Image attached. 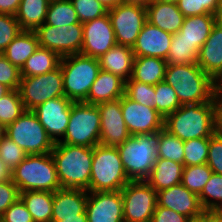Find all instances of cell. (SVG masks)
Wrapping results in <instances>:
<instances>
[{"label":"cell","mask_w":222,"mask_h":222,"mask_svg":"<svg viewBox=\"0 0 222 222\" xmlns=\"http://www.w3.org/2000/svg\"><path fill=\"white\" fill-rule=\"evenodd\" d=\"M164 81L175 90L181 105L214 102L219 87L197 63L167 64Z\"/></svg>","instance_id":"6da1fadb"},{"label":"cell","mask_w":222,"mask_h":222,"mask_svg":"<svg viewBox=\"0 0 222 222\" xmlns=\"http://www.w3.org/2000/svg\"><path fill=\"white\" fill-rule=\"evenodd\" d=\"M51 155L61 188L90 191L93 147L55 143Z\"/></svg>","instance_id":"7a4b0ae2"},{"label":"cell","mask_w":222,"mask_h":222,"mask_svg":"<svg viewBox=\"0 0 222 222\" xmlns=\"http://www.w3.org/2000/svg\"><path fill=\"white\" fill-rule=\"evenodd\" d=\"M164 129L182 141L215 133L214 102L181 105L164 118Z\"/></svg>","instance_id":"3957f363"},{"label":"cell","mask_w":222,"mask_h":222,"mask_svg":"<svg viewBox=\"0 0 222 222\" xmlns=\"http://www.w3.org/2000/svg\"><path fill=\"white\" fill-rule=\"evenodd\" d=\"M160 131L131 135L117 146L124 170L131 181L146 180L157 157Z\"/></svg>","instance_id":"277c9868"},{"label":"cell","mask_w":222,"mask_h":222,"mask_svg":"<svg viewBox=\"0 0 222 222\" xmlns=\"http://www.w3.org/2000/svg\"><path fill=\"white\" fill-rule=\"evenodd\" d=\"M12 181L24 191L55 192L61 188L51 153L27 155L12 170Z\"/></svg>","instance_id":"5b68a950"},{"label":"cell","mask_w":222,"mask_h":222,"mask_svg":"<svg viewBox=\"0 0 222 222\" xmlns=\"http://www.w3.org/2000/svg\"><path fill=\"white\" fill-rule=\"evenodd\" d=\"M130 181L124 170L117 147L101 144L93 147L90 177L91 192L120 191Z\"/></svg>","instance_id":"8992f818"},{"label":"cell","mask_w":222,"mask_h":222,"mask_svg":"<svg viewBox=\"0 0 222 222\" xmlns=\"http://www.w3.org/2000/svg\"><path fill=\"white\" fill-rule=\"evenodd\" d=\"M59 66L62 70L65 97L72 102H84L101 70L99 60L78 53L61 57Z\"/></svg>","instance_id":"52a82bcc"},{"label":"cell","mask_w":222,"mask_h":222,"mask_svg":"<svg viewBox=\"0 0 222 222\" xmlns=\"http://www.w3.org/2000/svg\"><path fill=\"white\" fill-rule=\"evenodd\" d=\"M101 119L97 105L73 102L63 140L58 143L94 147L100 144Z\"/></svg>","instance_id":"ba28073f"},{"label":"cell","mask_w":222,"mask_h":222,"mask_svg":"<svg viewBox=\"0 0 222 222\" xmlns=\"http://www.w3.org/2000/svg\"><path fill=\"white\" fill-rule=\"evenodd\" d=\"M6 135L28 155L48 154L54 147L46 130L32 111H25L6 127Z\"/></svg>","instance_id":"9c48e42d"},{"label":"cell","mask_w":222,"mask_h":222,"mask_svg":"<svg viewBox=\"0 0 222 222\" xmlns=\"http://www.w3.org/2000/svg\"><path fill=\"white\" fill-rule=\"evenodd\" d=\"M18 91L27 111L47 100L65 96L61 67L42 75L21 77Z\"/></svg>","instance_id":"30bf717a"},{"label":"cell","mask_w":222,"mask_h":222,"mask_svg":"<svg viewBox=\"0 0 222 222\" xmlns=\"http://www.w3.org/2000/svg\"><path fill=\"white\" fill-rule=\"evenodd\" d=\"M118 45L133 47L147 22L146 7L143 3L123 2L107 10Z\"/></svg>","instance_id":"8fae6325"},{"label":"cell","mask_w":222,"mask_h":222,"mask_svg":"<svg viewBox=\"0 0 222 222\" xmlns=\"http://www.w3.org/2000/svg\"><path fill=\"white\" fill-rule=\"evenodd\" d=\"M121 193L124 222H150L157 207V192L146 180L128 182Z\"/></svg>","instance_id":"7c38bea8"},{"label":"cell","mask_w":222,"mask_h":222,"mask_svg":"<svg viewBox=\"0 0 222 222\" xmlns=\"http://www.w3.org/2000/svg\"><path fill=\"white\" fill-rule=\"evenodd\" d=\"M39 46L48 48L60 57L81 52L83 42V23L66 26L42 24L34 30Z\"/></svg>","instance_id":"4fadbf2b"},{"label":"cell","mask_w":222,"mask_h":222,"mask_svg":"<svg viewBox=\"0 0 222 222\" xmlns=\"http://www.w3.org/2000/svg\"><path fill=\"white\" fill-rule=\"evenodd\" d=\"M72 103L70 99L62 96L47 100L32 110L54 144L66 133Z\"/></svg>","instance_id":"5bb4252c"},{"label":"cell","mask_w":222,"mask_h":222,"mask_svg":"<svg viewBox=\"0 0 222 222\" xmlns=\"http://www.w3.org/2000/svg\"><path fill=\"white\" fill-rule=\"evenodd\" d=\"M121 110L130 135L151 134L164 128V118L155 108L143 106L125 94L121 97Z\"/></svg>","instance_id":"9a60e30c"},{"label":"cell","mask_w":222,"mask_h":222,"mask_svg":"<svg viewBox=\"0 0 222 222\" xmlns=\"http://www.w3.org/2000/svg\"><path fill=\"white\" fill-rule=\"evenodd\" d=\"M116 44L114 30L108 13L83 23L81 54L98 59Z\"/></svg>","instance_id":"2e32d148"},{"label":"cell","mask_w":222,"mask_h":222,"mask_svg":"<svg viewBox=\"0 0 222 222\" xmlns=\"http://www.w3.org/2000/svg\"><path fill=\"white\" fill-rule=\"evenodd\" d=\"M101 119L100 144L117 147L131 135L121 110V98L97 104Z\"/></svg>","instance_id":"e0dca14e"},{"label":"cell","mask_w":222,"mask_h":222,"mask_svg":"<svg viewBox=\"0 0 222 222\" xmlns=\"http://www.w3.org/2000/svg\"><path fill=\"white\" fill-rule=\"evenodd\" d=\"M88 222H124L123 199L120 191L88 192Z\"/></svg>","instance_id":"ac0fdd59"},{"label":"cell","mask_w":222,"mask_h":222,"mask_svg":"<svg viewBox=\"0 0 222 222\" xmlns=\"http://www.w3.org/2000/svg\"><path fill=\"white\" fill-rule=\"evenodd\" d=\"M157 204L183 214L190 220L201 218L205 212L201 206L199 196L181 183L158 191Z\"/></svg>","instance_id":"d6986e66"},{"label":"cell","mask_w":222,"mask_h":222,"mask_svg":"<svg viewBox=\"0 0 222 222\" xmlns=\"http://www.w3.org/2000/svg\"><path fill=\"white\" fill-rule=\"evenodd\" d=\"M173 34L161 30L148 21L132 47L134 56H151L167 59Z\"/></svg>","instance_id":"ffe728a7"},{"label":"cell","mask_w":222,"mask_h":222,"mask_svg":"<svg viewBox=\"0 0 222 222\" xmlns=\"http://www.w3.org/2000/svg\"><path fill=\"white\" fill-rule=\"evenodd\" d=\"M197 65L218 85L220 84L222 81V23L219 21L201 46Z\"/></svg>","instance_id":"44dd1931"},{"label":"cell","mask_w":222,"mask_h":222,"mask_svg":"<svg viewBox=\"0 0 222 222\" xmlns=\"http://www.w3.org/2000/svg\"><path fill=\"white\" fill-rule=\"evenodd\" d=\"M88 191L83 189L60 188L54 192L51 222L60 217H77L86 214Z\"/></svg>","instance_id":"7402d4cb"},{"label":"cell","mask_w":222,"mask_h":222,"mask_svg":"<svg viewBox=\"0 0 222 222\" xmlns=\"http://www.w3.org/2000/svg\"><path fill=\"white\" fill-rule=\"evenodd\" d=\"M124 93V79L118 75L100 70L84 102L97 105L102 102L120 99Z\"/></svg>","instance_id":"603a6c76"},{"label":"cell","mask_w":222,"mask_h":222,"mask_svg":"<svg viewBox=\"0 0 222 222\" xmlns=\"http://www.w3.org/2000/svg\"><path fill=\"white\" fill-rule=\"evenodd\" d=\"M147 21L161 30L176 34L185 17L177 4L149 1L145 4Z\"/></svg>","instance_id":"cb8c5ba5"},{"label":"cell","mask_w":222,"mask_h":222,"mask_svg":"<svg viewBox=\"0 0 222 222\" xmlns=\"http://www.w3.org/2000/svg\"><path fill=\"white\" fill-rule=\"evenodd\" d=\"M134 53L131 47L116 44L98 58L100 69L127 81L133 72Z\"/></svg>","instance_id":"d4e9b609"},{"label":"cell","mask_w":222,"mask_h":222,"mask_svg":"<svg viewBox=\"0 0 222 222\" xmlns=\"http://www.w3.org/2000/svg\"><path fill=\"white\" fill-rule=\"evenodd\" d=\"M184 164L168 159L157 158L146 182L156 191L181 183Z\"/></svg>","instance_id":"484cf974"},{"label":"cell","mask_w":222,"mask_h":222,"mask_svg":"<svg viewBox=\"0 0 222 222\" xmlns=\"http://www.w3.org/2000/svg\"><path fill=\"white\" fill-rule=\"evenodd\" d=\"M217 21L218 16L212 14L185 17L182 27L177 33L182 36V39L197 45L200 49Z\"/></svg>","instance_id":"4316f807"},{"label":"cell","mask_w":222,"mask_h":222,"mask_svg":"<svg viewBox=\"0 0 222 222\" xmlns=\"http://www.w3.org/2000/svg\"><path fill=\"white\" fill-rule=\"evenodd\" d=\"M167 62L158 57L135 56L132 78L149 85L164 81Z\"/></svg>","instance_id":"83f0119b"},{"label":"cell","mask_w":222,"mask_h":222,"mask_svg":"<svg viewBox=\"0 0 222 222\" xmlns=\"http://www.w3.org/2000/svg\"><path fill=\"white\" fill-rule=\"evenodd\" d=\"M38 46L39 42L35 32L22 30L2 54L13 65L21 69L25 61L35 52Z\"/></svg>","instance_id":"f1b7e54d"},{"label":"cell","mask_w":222,"mask_h":222,"mask_svg":"<svg viewBox=\"0 0 222 222\" xmlns=\"http://www.w3.org/2000/svg\"><path fill=\"white\" fill-rule=\"evenodd\" d=\"M54 192L24 191L20 199L31 213L34 222H51Z\"/></svg>","instance_id":"f546056e"},{"label":"cell","mask_w":222,"mask_h":222,"mask_svg":"<svg viewBox=\"0 0 222 222\" xmlns=\"http://www.w3.org/2000/svg\"><path fill=\"white\" fill-rule=\"evenodd\" d=\"M50 0H21L16 19L22 30L34 31L44 24Z\"/></svg>","instance_id":"4dcf8cb0"},{"label":"cell","mask_w":222,"mask_h":222,"mask_svg":"<svg viewBox=\"0 0 222 222\" xmlns=\"http://www.w3.org/2000/svg\"><path fill=\"white\" fill-rule=\"evenodd\" d=\"M60 60L61 57L57 53L38 46L20 69L21 77L37 76L51 72L59 67Z\"/></svg>","instance_id":"1f68e13d"},{"label":"cell","mask_w":222,"mask_h":222,"mask_svg":"<svg viewBox=\"0 0 222 222\" xmlns=\"http://www.w3.org/2000/svg\"><path fill=\"white\" fill-rule=\"evenodd\" d=\"M200 49L187 40L182 39L178 33L173 34L170 50L166 59L167 64H194L197 63Z\"/></svg>","instance_id":"d6a6232c"},{"label":"cell","mask_w":222,"mask_h":222,"mask_svg":"<svg viewBox=\"0 0 222 222\" xmlns=\"http://www.w3.org/2000/svg\"><path fill=\"white\" fill-rule=\"evenodd\" d=\"M79 22L70 0L50 1L44 24L57 27Z\"/></svg>","instance_id":"836d02e7"},{"label":"cell","mask_w":222,"mask_h":222,"mask_svg":"<svg viewBox=\"0 0 222 222\" xmlns=\"http://www.w3.org/2000/svg\"><path fill=\"white\" fill-rule=\"evenodd\" d=\"M157 157L184 164V141L170 134L164 128L160 130Z\"/></svg>","instance_id":"e575fe53"},{"label":"cell","mask_w":222,"mask_h":222,"mask_svg":"<svg viewBox=\"0 0 222 222\" xmlns=\"http://www.w3.org/2000/svg\"><path fill=\"white\" fill-rule=\"evenodd\" d=\"M213 171L208 164L186 166L183 169L181 184L196 195H200Z\"/></svg>","instance_id":"d590c367"},{"label":"cell","mask_w":222,"mask_h":222,"mask_svg":"<svg viewBox=\"0 0 222 222\" xmlns=\"http://www.w3.org/2000/svg\"><path fill=\"white\" fill-rule=\"evenodd\" d=\"M154 89L156 94L155 109L163 118L173 113L181 106L175 90L165 81L157 83Z\"/></svg>","instance_id":"8d00e7d4"},{"label":"cell","mask_w":222,"mask_h":222,"mask_svg":"<svg viewBox=\"0 0 222 222\" xmlns=\"http://www.w3.org/2000/svg\"><path fill=\"white\" fill-rule=\"evenodd\" d=\"M25 111L18 89L11 90L0 99V122L5 127L17 120Z\"/></svg>","instance_id":"74e56055"},{"label":"cell","mask_w":222,"mask_h":222,"mask_svg":"<svg viewBox=\"0 0 222 222\" xmlns=\"http://www.w3.org/2000/svg\"><path fill=\"white\" fill-rule=\"evenodd\" d=\"M210 138H196L184 141V167L207 163Z\"/></svg>","instance_id":"f35d334b"},{"label":"cell","mask_w":222,"mask_h":222,"mask_svg":"<svg viewBox=\"0 0 222 222\" xmlns=\"http://www.w3.org/2000/svg\"><path fill=\"white\" fill-rule=\"evenodd\" d=\"M131 100L143 106L155 108V89L154 85L139 82L130 77L125 81V93Z\"/></svg>","instance_id":"ab89813d"},{"label":"cell","mask_w":222,"mask_h":222,"mask_svg":"<svg viewBox=\"0 0 222 222\" xmlns=\"http://www.w3.org/2000/svg\"><path fill=\"white\" fill-rule=\"evenodd\" d=\"M199 200L205 211H212L222 202V175L212 173L199 195Z\"/></svg>","instance_id":"60d3db41"},{"label":"cell","mask_w":222,"mask_h":222,"mask_svg":"<svg viewBox=\"0 0 222 222\" xmlns=\"http://www.w3.org/2000/svg\"><path fill=\"white\" fill-rule=\"evenodd\" d=\"M27 155L28 154L7 135L0 141V159L10 170L17 167Z\"/></svg>","instance_id":"b9f144b4"},{"label":"cell","mask_w":222,"mask_h":222,"mask_svg":"<svg viewBox=\"0 0 222 222\" xmlns=\"http://www.w3.org/2000/svg\"><path fill=\"white\" fill-rule=\"evenodd\" d=\"M80 23L101 17L107 13V9L97 0H70Z\"/></svg>","instance_id":"7bdbcfd3"},{"label":"cell","mask_w":222,"mask_h":222,"mask_svg":"<svg viewBox=\"0 0 222 222\" xmlns=\"http://www.w3.org/2000/svg\"><path fill=\"white\" fill-rule=\"evenodd\" d=\"M22 31L15 15L0 14V53Z\"/></svg>","instance_id":"ee69618b"},{"label":"cell","mask_w":222,"mask_h":222,"mask_svg":"<svg viewBox=\"0 0 222 222\" xmlns=\"http://www.w3.org/2000/svg\"><path fill=\"white\" fill-rule=\"evenodd\" d=\"M21 82L20 69L0 53V83L16 90Z\"/></svg>","instance_id":"f6af8a7d"},{"label":"cell","mask_w":222,"mask_h":222,"mask_svg":"<svg viewBox=\"0 0 222 222\" xmlns=\"http://www.w3.org/2000/svg\"><path fill=\"white\" fill-rule=\"evenodd\" d=\"M207 164L213 173L222 175V136L216 133L209 140Z\"/></svg>","instance_id":"bcb514c9"},{"label":"cell","mask_w":222,"mask_h":222,"mask_svg":"<svg viewBox=\"0 0 222 222\" xmlns=\"http://www.w3.org/2000/svg\"><path fill=\"white\" fill-rule=\"evenodd\" d=\"M1 222H34L22 200L19 198L0 216Z\"/></svg>","instance_id":"7dc6e473"},{"label":"cell","mask_w":222,"mask_h":222,"mask_svg":"<svg viewBox=\"0 0 222 222\" xmlns=\"http://www.w3.org/2000/svg\"><path fill=\"white\" fill-rule=\"evenodd\" d=\"M20 198V191L12 181L0 182V216Z\"/></svg>","instance_id":"c3c4849f"},{"label":"cell","mask_w":222,"mask_h":222,"mask_svg":"<svg viewBox=\"0 0 222 222\" xmlns=\"http://www.w3.org/2000/svg\"><path fill=\"white\" fill-rule=\"evenodd\" d=\"M190 219L172 209L161 207L157 204L150 222H189Z\"/></svg>","instance_id":"681fc988"},{"label":"cell","mask_w":222,"mask_h":222,"mask_svg":"<svg viewBox=\"0 0 222 222\" xmlns=\"http://www.w3.org/2000/svg\"><path fill=\"white\" fill-rule=\"evenodd\" d=\"M215 133L222 136V90L218 87L214 98Z\"/></svg>","instance_id":"f907efd6"},{"label":"cell","mask_w":222,"mask_h":222,"mask_svg":"<svg viewBox=\"0 0 222 222\" xmlns=\"http://www.w3.org/2000/svg\"><path fill=\"white\" fill-rule=\"evenodd\" d=\"M177 6L184 17L203 14V8H199V0H179Z\"/></svg>","instance_id":"816d5d0a"},{"label":"cell","mask_w":222,"mask_h":222,"mask_svg":"<svg viewBox=\"0 0 222 222\" xmlns=\"http://www.w3.org/2000/svg\"><path fill=\"white\" fill-rule=\"evenodd\" d=\"M199 8H203V14L219 16L222 0H199Z\"/></svg>","instance_id":"f5cc1de1"},{"label":"cell","mask_w":222,"mask_h":222,"mask_svg":"<svg viewBox=\"0 0 222 222\" xmlns=\"http://www.w3.org/2000/svg\"><path fill=\"white\" fill-rule=\"evenodd\" d=\"M21 0H0V14L16 15Z\"/></svg>","instance_id":"db71d44e"},{"label":"cell","mask_w":222,"mask_h":222,"mask_svg":"<svg viewBox=\"0 0 222 222\" xmlns=\"http://www.w3.org/2000/svg\"><path fill=\"white\" fill-rule=\"evenodd\" d=\"M12 180V170L0 159V182Z\"/></svg>","instance_id":"11a10c76"},{"label":"cell","mask_w":222,"mask_h":222,"mask_svg":"<svg viewBox=\"0 0 222 222\" xmlns=\"http://www.w3.org/2000/svg\"><path fill=\"white\" fill-rule=\"evenodd\" d=\"M56 222H88L87 214H78L77 217H60Z\"/></svg>","instance_id":"9f6ffc18"},{"label":"cell","mask_w":222,"mask_h":222,"mask_svg":"<svg viewBox=\"0 0 222 222\" xmlns=\"http://www.w3.org/2000/svg\"><path fill=\"white\" fill-rule=\"evenodd\" d=\"M97 1L100 2L107 10H110L113 7H116L124 2V0H97Z\"/></svg>","instance_id":"6f0895ef"},{"label":"cell","mask_w":222,"mask_h":222,"mask_svg":"<svg viewBox=\"0 0 222 222\" xmlns=\"http://www.w3.org/2000/svg\"><path fill=\"white\" fill-rule=\"evenodd\" d=\"M206 222H222V219L215 215L212 211H206Z\"/></svg>","instance_id":"680465c9"},{"label":"cell","mask_w":222,"mask_h":222,"mask_svg":"<svg viewBox=\"0 0 222 222\" xmlns=\"http://www.w3.org/2000/svg\"><path fill=\"white\" fill-rule=\"evenodd\" d=\"M12 89L8 86H6L5 84L0 83V99L8 94Z\"/></svg>","instance_id":"91938a15"},{"label":"cell","mask_w":222,"mask_h":222,"mask_svg":"<svg viewBox=\"0 0 222 222\" xmlns=\"http://www.w3.org/2000/svg\"><path fill=\"white\" fill-rule=\"evenodd\" d=\"M212 212L217 215L219 218L222 219V202L217 205L213 210Z\"/></svg>","instance_id":"94428289"},{"label":"cell","mask_w":222,"mask_h":222,"mask_svg":"<svg viewBox=\"0 0 222 222\" xmlns=\"http://www.w3.org/2000/svg\"><path fill=\"white\" fill-rule=\"evenodd\" d=\"M6 135V127L0 122V141Z\"/></svg>","instance_id":"6125c7cd"},{"label":"cell","mask_w":222,"mask_h":222,"mask_svg":"<svg viewBox=\"0 0 222 222\" xmlns=\"http://www.w3.org/2000/svg\"><path fill=\"white\" fill-rule=\"evenodd\" d=\"M189 222H206V211L203 213L201 218L190 220Z\"/></svg>","instance_id":"be15d7a7"},{"label":"cell","mask_w":222,"mask_h":222,"mask_svg":"<svg viewBox=\"0 0 222 222\" xmlns=\"http://www.w3.org/2000/svg\"><path fill=\"white\" fill-rule=\"evenodd\" d=\"M155 2H161V3H174L177 4L179 0H151Z\"/></svg>","instance_id":"e7e4bbea"},{"label":"cell","mask_w":222,"mask_h":222,"mask_svg":"<svg viewBox=\"0 0 222 222\" xmlns=\"http://www.w3.org/2000/svg\"><path fill=\"white\" fill-rule=\"evenodd\" d=\"M125 2H137V3H143L146 4L151 0H124Z\"/></svg>","instance_id":"03108f58"},{"label":"cell","mask_w":222,"mask_h":222,"mask_svg":"<svg viewBox=\"0 0 222 222\" xmlns=\"http://www.w3.org/2000/svg\"><path fill=\"white\" fill-rule=\"evenodd\" d=\"M218 21L222 23V9L220 10L219 16H218Z\"/></svg>","instance_id":"003e7915"},{"label":"cell","mask_w":222,"mask_h":222,"mask_svg":"<svg viewBox=\"0 0 222 222\" xmlns=\"http://www.w3.org/2000/svg\"><path fill=\"white\" fill-rule=\"evenodd\" d=\"M219 88L222 90V81L219 84Z\"/></svg>","instance_id":"a7ac6f4b"}]
</instances>
